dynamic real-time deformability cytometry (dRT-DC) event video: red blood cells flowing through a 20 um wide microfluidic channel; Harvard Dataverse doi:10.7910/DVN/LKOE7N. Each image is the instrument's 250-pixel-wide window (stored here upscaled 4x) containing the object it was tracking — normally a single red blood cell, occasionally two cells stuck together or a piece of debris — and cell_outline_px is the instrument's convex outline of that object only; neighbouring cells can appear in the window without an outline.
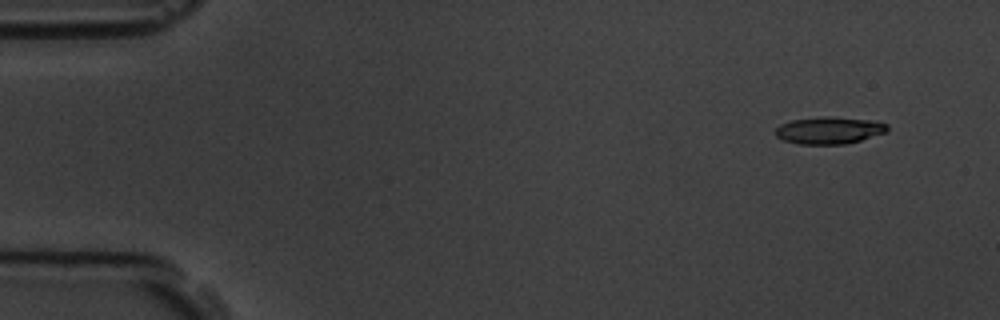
{"species": "common noctule bat (a hibernating species)", "species_latin": "Nyctalus noctula", "temperature_condition": "room temperature", "stored_images_in_passage": 6, "camera_frame_rate_fps": 3000, "um_per_image_px": 0.085, "animal": {"sex": "male", "body_mass_g": 19.5, "forearm_length_mm": 54.6}, "frame": {"image": 1, "passage_image": 2, "time_ms": 1.0, "image_size_px": [1000, 320], "cell_outline_px": [[888, 128], [884, 132], [860, 140], [844, 144], [796, 144], [784, 140], [776, 136], [776, 128], [780, 124], [792, 120], [820, 116], [832, 116], [868, 120], [888, 124]], "centroid_in_image_um": [70.43, 11.07], "position_along_channel_um": 14.6, "area_um2": 17.51}}
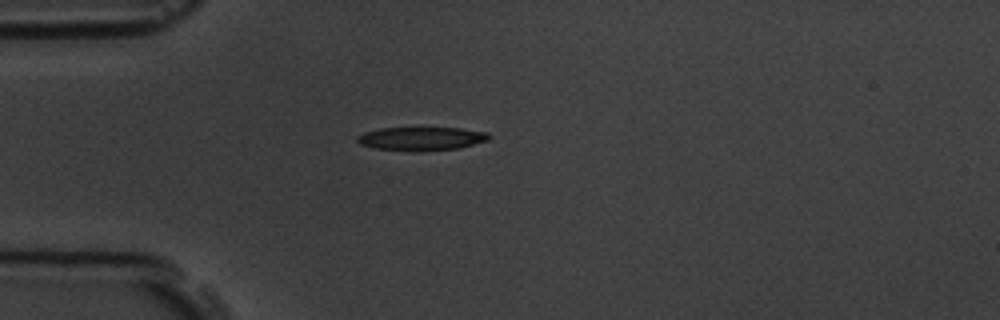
{"frame": {"image": 2, "passage_image": 5, "time_ms": 4.667, "image_size_px": [1000, 320], "cell_outline_px": [[492, 136], [488, 140], [460, 148], [376, 148], [360, 144], [356, 140], [356, 136], [364, 132], [380, 128], [460, 128], [488, 132]], "centroid_in_image_um": [35.86, 11.72], "position_along_channel_um": 49.1, "area_um2": 16.99}}